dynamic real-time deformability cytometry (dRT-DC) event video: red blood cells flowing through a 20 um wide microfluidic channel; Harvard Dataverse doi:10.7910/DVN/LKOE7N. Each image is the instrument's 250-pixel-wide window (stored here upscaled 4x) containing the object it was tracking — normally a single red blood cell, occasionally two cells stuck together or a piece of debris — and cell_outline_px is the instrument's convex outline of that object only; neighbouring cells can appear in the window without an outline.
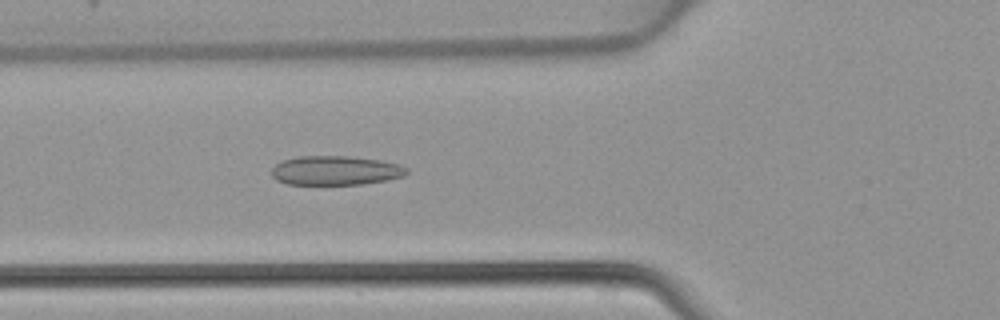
{"species": "common noctule bat (a hibernating species)", "species_latin": "Nyctalus noctula", "temperature_condition": "warm", "stored_images_in_passage": 45, "camera_frame_rate_fps": 3000, "um_per_image_px": 0.085, "animal": {"sex": "female", "body_mass_g": 22.7, "forearm_length_mm": 54.2}, "frame": {"image": 1, "passage_image": 16, "time_ms": 5.0, "image_size_px": [1000, 320], "cell_outline_px": [[408, 172], [404, 176], [388, 180], [360, 184], [288, 184], [276, 180], [272, 176], [272, 168], [276, 164], [284, 160], [296, 156], [348, 156], [380, 160], [400, 164], [408, 168]], "centroid_in_image_um": [28.54, 14.49], "position_along_channel_um": 97.3, "area_um2": 23.06}}
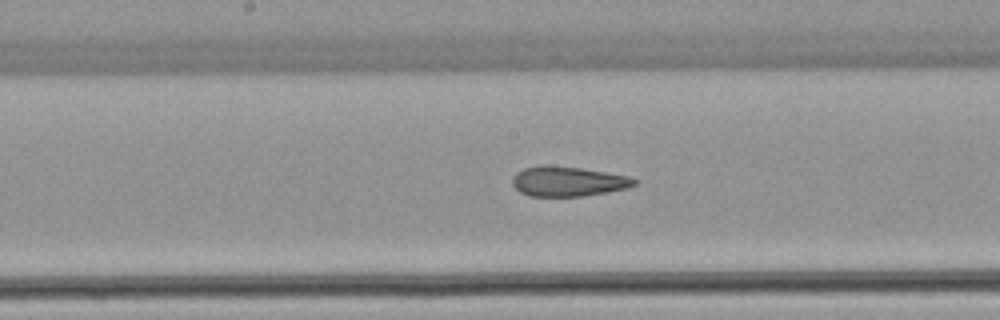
{"frame": {"image": 2, "passage_image": 23, "time_ms": 7.333, "image_size_px": [1000, 320], "cell_outline_px": [[636, 184], [628, 188], [580, 196], [532, 196], [520, 192], [512, 184], [512, 180], [516, 172], [524, 168], [536, 164], [544, 164], [580, 168], [628, 176], [636, 180]], "centroid_in_image_um": [48.22, 15.4], "position_along_channel_um": 200.0, "area_um2": 21.1}}
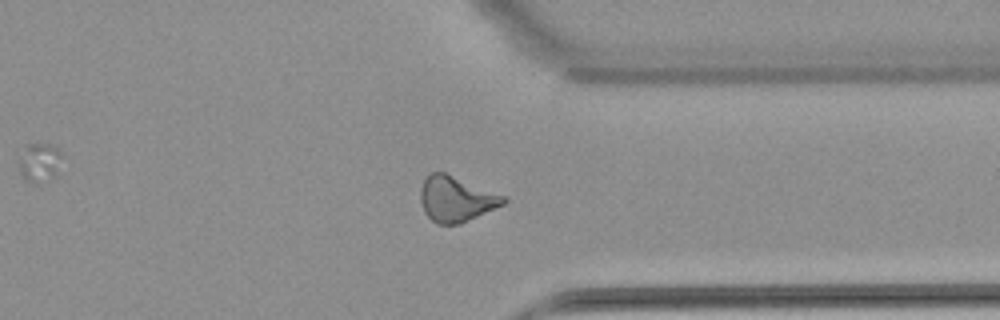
{"frame": {"image": 3, "passage_image": 35, "time_ms": 11.333, "image_size_px": [1000, 320], "cell_outline_px": [[508, 200], [504, 204], [460, 224], [436, 224], [424, 212], [420, 200], [420, 188], [424, 180], [432, 172], [444, 172], [504, 196]], "centroid_in_image_um": [38.74, 16.93], "position_along_channel_um": 372.7, "area_um2": 21.68}}